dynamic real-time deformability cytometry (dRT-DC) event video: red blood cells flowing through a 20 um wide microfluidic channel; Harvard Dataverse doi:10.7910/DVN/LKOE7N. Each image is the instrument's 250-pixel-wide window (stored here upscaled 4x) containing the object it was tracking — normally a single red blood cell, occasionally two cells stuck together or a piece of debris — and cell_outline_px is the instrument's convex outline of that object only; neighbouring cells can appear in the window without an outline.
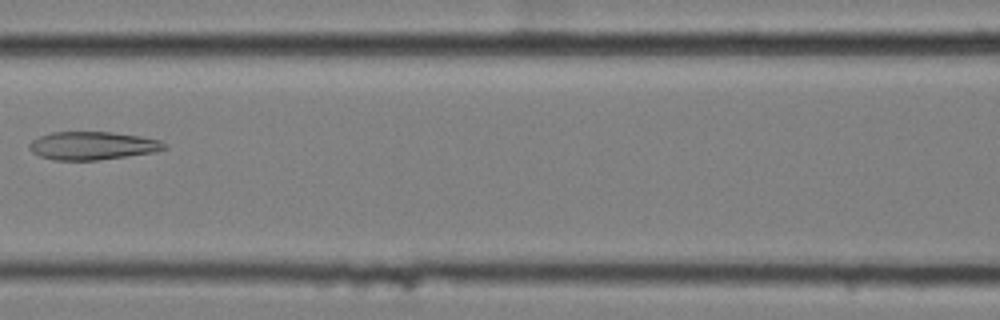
{"species": "common noctule bat (a hibernating species)", "species_latin": "Nyctalus noctula", "temperature_condition": "cold", "stored_images_in_passage": 8, "camera_frame_rate_fps": 3000, "um_per_image_px": 0.085, "animal": {"sex": "female", "body_mass_g": 25.1}, "frame": {"image": 1, "passage_image": 8, "time_ms": 2.333, "image_size_px": [1000, 320], "cell_outline_px": [[168, 148], [156, 152], [96, 160], [52, 160], [40, 156], [32, 152], [28, 148], [28, 144], [32, 140], [40, 136], [52, 132], [112, 132], [140, 136], [160, 140], [168, 144]], "centroid_in_image_um": [7.88, 12.38], "position_along_channel_um": 158.7, "area_um2": 22.25}}